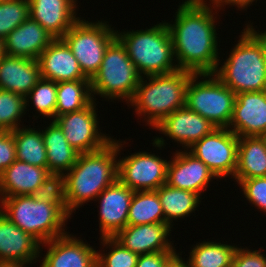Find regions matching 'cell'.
Here are the masks:
<instances>
[{
  "instance_id": "obj_18",
  "label": "cell",
  "mask_w": 266,
  "mask_h": 267,
  "mask_svg": "<svg viewBox=\"0 0 266 267\" xmlns=\"http://www.w3.org/2000/svg\"><path fill=\"white\" fill-rule=\"evenodd\" d=\"M48 251L40 267H97V251L69 232L42 244Z\"/></svg>"
},
{
  "instance_id": "obj_31",
  "label": "cell",
  "mask_w": 266,
  "mask_h": 267,
  "mask_svg": "<svg viewBox=\"0 0 266 267\" xmlns=\"http://www.w3.org/2000/svg\"><path fill=\"white\" fill-rule=\"evenodd\" d=\"M165 223L162 204L156 190L134 191L127 225Z\"/></svg>"
},
{
  "instance_id": "obj_42",
  "label": "cell",
  "mask_w": 266,
  "mask_h": 267,
  "mask_svg": "<svg viewBox=\"0 0 266 267\" xmlns=\"http://www.w3.org/2000/svg\"><path fill=\"white\" fill-rule=\"evenodd\" d=\"M245 29L258 41L263 49V54L266 59V31L264 33H259L260 31H255L256 29L250 25V23L245 24Z\"/></svg>"
},
{
  "instance_id": "obj_33",
  "label": "cell",
  "mask_w": 266,
  "mask_h": 267,
  "mask_svg": "<svg viewBox=\"0 0 266 267\" xmlns=\"http://www.w3.org/2000/svg\"><path fill=\"white\" fill-rule=\"evenodd\" d=\"M57 82L41 78L31 91L25 96L26 107L29 101L34 108L46 118L55 119V110L57 104ZM30 98V99H29Z\"/></svg>"
},
{
  "instance_id": "obj_39",
  "label": "cell",
  "mask_w": 266,
  "mask_h": 267,
  "mask_svg": "<svg viewBox=\"0 0 266 267\" xmlns=\"http://www.w3.org/2000/svg\"><path fill=\"white\" fill-rule=\"evenodd\" d=\"M16 160L12 131H0V174Z\"/></svg>"
},
{
  "instance_id": "obj_45",
  "label": "cell",
  "mask_w": 266,
  "mask_h": 267,
  "mask_svg": "<svg viewBox=\"0 0 266 267\" xmlns=\"http://www.w3.org/2000/svg\"><path fill=\"white\" fill-rule=\"evenodd\" d=\"M5 55L4 40L0 38V59Z\"/></svg>"
},
{
  "instance_id": "obj_1",
  "label": "cell",
  "mask_w": 266,
  "mask_h": 267,
  "mask_svg": "<svg viewBox=\"0 0 266 267\" xmlns=\"http://www.w3.org/2000/svg\"><path fill=\"white\" fill-rule=\"evenodd\" d=\"M205 2L185 0L175 13L174 23L166 22L178 68L194 74L214 73L220 64L214 16L217 7Z\"/></svg>"
},
{
  "instance_id": "obj_11",
  "label": "cell",
  "mask_w": 266,
  "mask_h": 267,
  "mask_svg": "<svg viewBox=\"0 0 266 267\" xmlns=\"http://www.w3.org/2000/svg\"><path fill=\"white\" fill-rule=\"evenodd\" d=\"M96 100L87 107L58 116L54 121L62 129L67 142L79 153H90L101 150L113 138L99 132L96 113Z\"/></svg>"
},
{
  "instance_id": "obj_21",
  "label": "cell",
  "mask_w": 266,
  "mask_h": 267,
  "mask_svg": "<svg viewBox=\"0 0 266 267\" xmlns=\"http://www.w3.org/2000/svg\"><path fill=\"white\" fill-rule=\"evenodd\" d=\"M41 246L0 211V261L32 264L38 260Z\"/></svg>"
},
{
  "instance_id": "obj_16",
  "label": "cell",
  "mask_w": 266,
  "mask_h": 267,
  "mask_svg": "<svg viewBox=\"0 0 266 267\" xmlns=\"http://www.w3.org/2000/svg\"><path fill=\"white\" fill-rule=\"evenodd\" d=\"M217 179L214 173L201 160L189 151H176L169 160L166 184L174 188L203 193L211 179Z\"/></svg>"
},
{
  "instance_id": "obj_10",
  "label": "cell",
  "mask_w": 266,
  "mask_h": 267,
  "mask_svg": "<svg viewBox=\"0 0 266 267\" xmlns=\"http://www.w3.org/2000/svg\"><path fill=\"white\" fill-rule=\"evenodd\" d=\"M239 137L228 128H215L188 148L217 178L234 177ZM190 149V150H189Z\"/></svg>"
},
{
  "instance_id": "obj_41",
  "label": "cell",
  "mask_w": 266,
  "mask_h": 267,
  "mask_svg": "<svg viewBox=\"0 0 266 267\" xmlns=\"http://www.w3.org/2000/svg\"><path fill=\"white\" fill-rule=\"evenodd\" d=\"M255 0H210L211 3H213L217 9L219 10L222 6L226 5H233L235 7H238L239 9H245L247 10L248 6H250ZM258 1V0H257ZM220 7V8H219Z\"/></svg>"
},
{
  "instance_id": "obj_37",
  "label": "cell",
  "mask_w": 266,
  "mask_h": 267,
  "mask_svg": "<svg viewBox=\"0 0 266 267\" xmlns=\"http://www.w3.org/2000/svg\"><path fill=\"white\" fill-rule=\"evenodd\" d=\"M238 184L249 203L266 213V177L246 179Z\"/></svg>"
},
{
  "instance_id": "obj_26",
  "label": "cell",
  "mask_w": 266,
  "mask_h": 267,
  "mask_svg": "<svg viewBox=\"0 0 266 267\" xmlns=\"http://www.w3.org/2000/svg\"><path fill=\"white\" fill-rule=\"evenodd\" d=\"M266 177V143L262 136L239 137L234 180Z\"/></svg>"
},
{
  "instance_id": "obj_29",
  "label": "cell",
  "mask_w": 266,
  "mask_h": 267,
  "mask_svg": "<svg viewBox=\"0 0 266 267\" xmlns=\"http://www.w3.org/2000/svg\"><path fill=\"white\" fill-rule=\"evenodd\" d=\"M36 128L18 127L13 130L16 159L28 164L47 168V154L42 131Z\"/></svg>"
},
{
  "instance_id": "obj_32",
  "label": "cell",
  "mask_w": 266,
  "mask_h": 267,
  "mask_svg": "<svg viewBox=\"0 0 266 267\" xmlns=\"http://www.w3.org/2000/svg\"><path fill=\"white\" fill-rule=\"evenodd\" d=\"M26 109L24 96L0 89V131H13L21 127L20 119Z\"/></svg>"
},
{
  "instance_id": "obj_3",
  "label": "cell",
  "mask_w": 266,
  "mask_h": 267,
  "mask_svg": "<svg viewBox=\"0 0 266 267\" xmlns=\"http://www.w3.org/2000/svg\"><path fill=\"white\" fill-rule=\"evenodd\" d=\"M194 73L176 70L167 74L141 77L128 106L135 107L138 116H145L148 126L158 125L175 110L185 106L186 87ZM148 80H145V79Z\"/></svg>"
},
{
  "instance_id": "obj_38",
  "label": "cell",
  "mask_w": 266,
  "mask_h": 267,
  "mask_svg": "<svg viewBox=\"0 0 266 267\" xmlns=\"http://www.w3.org/2000/svg\"><path fill=\"white\" fill-rule=\"evenodd\" d=\"M261 250H250L246 248H237L231 267H266V256Z\"/></svg>"
},
{
  "instance_id": "obj_2",
  "label": "cell",
  "mask_w": 266,
  "mask_h": 267,
  "mask_svg": "<svg viewBox=\"0 0 266 267\" xmlns=\"http://www.w3.org/2000/svg\"><path fill=\"white\" fill-rule=\"evenodd\" d=\"M124 144L125 141L113 139L101 150L79 153L76 163L64 175L66 207L71 214L84 203L96 201L106 187L118 180L117 157Z\"/></svg>"
},
{
  "instance_id": "obj_22",
  "label": "cell",
  "mask_w": 266,
  "mask_h": 267,
  "mask_svg": "<svg viewBox=\"0 0 266 267\" xmlns=\"http://www.w3.org/2000/svg\"><path fill=\"white\" fill-rule=\"evenodd\" d=\"M55 38L30 17L4 39L5 55L38 60Z\"/></svg>"
},
{
  "instance_id": "obj_12",
  "label": "cell",
  "mask_w": 266,
  "mask_h": 267,
  "mask_svg": "<svg viewBox=\"0 0 266 267\" xmlns=\"http://www.w3.org/2000/svg\"><path fill=\"white\" fill-rule=\"evenodd\" d=\"M169 161L141 151L118 160V180L133 191L157 190L166 184Z\"/></svg>"
},
{
  "instance_id": "obj_8",
  "label": "cell",
  "mask_w": 266,
  "mask_h": 267,
  "mask_svg": "<svg viewBox=\"0 0 266 267\" xmlns=\"http://www.w3.org/2000/svg\"><path fill=\"white\" fill-rule=\"evenodd\" d=\"M235 99L236 94L213 73L193 74L186 87L185 105L217 128L229 127Z\"/></svg>"
},
{
  "instance_id": "obj_7",
  "label": "cell",
  "mask_w": 266,
  "mask_h": 267,
  "mask_svg": "<svg viewBox=\"0 0 266 267\" xmlns=\"http://www.w3.org/2000/svg\"><path fill=\"white\" fill-rule=\"evenodd\" d=\"M140 79L126 48L116 37L106 49L98 72L90 80L92 97L94 99L96 94L111 102L122 98L129 104Z\"/></svg>"
},
{
  "instance_id": "obj_44",
  "label": "cell",
  "mask_w": 266,
  "mask_h": 267,
  "mask_svg": "<svg viewBox=\"0 0 266 267\" xmlns=\"http://www.w3.org/2000/svg\"><path fill=\"white\" fill-rule=\"evenodd\" d=\"M27 265L25 263L0 261V267H26Z\"/></svg>"
},
{
  "instance_id": "obj_14",
  "label": "cell",
  "mask_w": 266,
  "mask_h": 267,
  "mask_svg": "<svg viewBox=\"0 0 266 267\" xmlns=\"http://www.w3.org/2000/svg\"><path fill=\"white\" fill-rule=\"evenodd\" d=\"M228 129L238 137L263 136L266 133V90L236 94Z\"/></svg>"
},
{
  "instance_id": "obj_23",
  "label": "cell",
  "mask_w": 266,
  "mask_h": 267,
  "mask_svg": "<svg viewBox=\"0 0 266 267\" xmlns=\"http://www.w3.org/2000/svg\"><path fill=\"white\" fill-rule=\"evenodd\" d=\"M40 79L38 60L8 55L0 59V89L25 97Z\"/></svg>"
},
{
  "instance_id": "obj_34",
  "label": "cell",
  "mask_w": 266,
  "mask_h": 267,
  "mask_svg": "<svg viewBox=\"0 0 266 267\" xmlns=\"http://www.w3.org/2000/svg\"><path fill=\"white\" fill-rule=\"evenodd\" d=\"M100 239L103 247H110V251L106 254L97 252V267H136L138 254L126 249L114 237Z\"/></svg>"
},
{
  "instance_id": "obj_15",
  "label": "cell",
  "mask_w": 266,
  "mask_h": 267,
  "mask_svg": "<svg viewBox=\"0 0 266 267\" xmlns=\"http://www.w3.org/2000/svg\"><path fill=\"white\" fill-rule=\"evenodd\" d=\"M215 128L209 120L200 114L191 111L186 105L175 110L158 125L156 129L161 134L180 143L182 148L187 149L204 136L210 134Z\"/></svg>"
},
{
  "instance_id": "obj_9",
  "label": "cell",
  "mask_w": 266,
  "mask_h": 267,
  "mask_svg": "<svg viewBox=\"0 0 266 267\" xmlns=\"http://www.w3.org/2000/svg\"><path fill=\"white\" fill-rule=\"evenodd\" d=\"M115 38L116 30L107 22L98 20L94 23L81 18L62 37L83 75L90 80L98 72L105 51Z\"/></svg>"
},
{
  "instance_id": "obj_17",
  "label": "cell",
  "mask_w": 266,
  "mask_h": 267,
  "mask_svg": "<svg viewBox=\"0 0 266 267\" xmlns=\"http://www.w3.org/2000/svg\"><path fill=\"white\" fill-rule=\"evenodd\" d=\"M171 228L172 226L167 223L127 225L114 238L126 249L138 255L176 252L172 241L168 239Z\"/></svg>"
},
{
  "instance_id": "obj_6",
  "label": "cell",
  "mask_w": 266,
  "mask_h": 267,
  "mask_svg": "<svg viewBox=\"0 0 266 267\" xmlns=\"http://www.w3.org/2000/svg\"><path fill=\"white\" fill-rule=\"evenodd\" d=\"M237 44L214 75L235 94L266 90V59L258 41L244 28Z\"/></svg>"
},
{
  "instance_id": "obj_5",
  "label": "cell",
  "mask_w": 266,
  "mask_h": 267,
  "mask_svg": "<svg viewBox=\"0 0 266 267\" xmlns=\"http://www.w3.org/2000/svg\"><path fill=\"white\" fill-rule=\"evenodd\" d=\"M116 37L141 77L167 74L178 70L170 30L166 22L145 30L118 32Z\"/></svg>"
},
{
  "instance_id": "obj_25",
  "label": "cell",
  "mask_w": 266,
  "mask_h": 267,
  "mask_svg": "<svg viewBox=\"0 0 266 267\" xmlns=\"http://www.w3.org/2000/svg\"><path fill=\"white\" fill-rule=\"evenodd\" d=\"M42 137L46 147L47 168L50 174H63L69 172L76 163L79 152L68 142L59 125L52 120Z\"/></svg>"
},
{
  "instance_id": "obj_19",
  "label": "cell",
  "mask_w": 266,
  "mask_h": 267,
  "mask_svg": "<svg viewBox=\"0 0 266 267\" xmlns=\"http://www.w3.org/2000/svg\"><path fill=\"white\" fill-rule=\"evenodd\" d=\"M29 17L38 22L55 39L80 19L76 16L77 0H28Z\"/></svg>"
},
{
  "instance_id": "obj_13",
  "label": "cell",
  "mask_w": 266,
  "mask_h": 267,
  "mask_svg": "<svg viewBox=\"0 0 266 267\" xmlns=\"http://www.w3.org/2000/svg\"><path fill=\"white\" fill-rule=\"evenodd\" d=\"M134 191L119 180L106 187L96 198L100 203V238L114 237L127 226L128 211Z\"/></svg>"
},
{
  "instance_id": "obj_43",
  "label": "cell",
  "mask_w": 266,
  "mask_h": 267,
  "mask_svg": "<svg viewBox=\"0 0 266 267\" xmlns=\"http://www.w3.org/2000/svg\"><path fill=\"white\" fill-rule=\"evenodd\" d=\"M179 254L167 267H188L186 261Z\"/></svg>"
},
{
  "instance_id": "obj_46",
  "label": "cell",
  "mask_w": 266,
  "mask_h": 267,
  "mask_svg": "<svg viewBox=\"0 0 266 267\" xmlns=\"http://www.w3.org/2000/svg\"><path fill=\"white\" fill-rule=\"evenodd\" d=\"M262 138L264 139V141L266 143V133L262 136Z\"/></svg>"
},
{
  "instance_id": "obj_30",
  "label": "cell",
  "mask_w": 266,
  "mask_h": 267,
  "mask_svg": "<svg viewBox=\"0 0 266 267\" xmlns=\"http://www.w3.org/2000/svg\"><path fill=\"white\" fill-rule=\"evenodd\" d=\"M55 118L81 110L93 100L90 80L64 81L57 83Z\"/></svg>"
},
{
  "instance_id": "obj_35",
  "label": "cell",
  "mask_w": 266,
  "mask_h": 267,
  "mask_svg": "<svg viewBox=\"0 0 266 267\" xmlns=\"http://www.w3.org/2000/svg\"><path fill=\"white\" fill-rule=\"evenodd\" d=\"M28 18V0H0V38L4 40Z\"/></svg>"
},
{
  "instance_id": "obj_20",
  "label": "cell",
  "mask_w": 266,
  "mask_h": 267,
  "mask_svg": "<svg viewBox=\"0 0 266 267\" xmlns=\"http://www.w3.org/2000/svg\"><path fill=\"white\" fill-rule=\"evenodd\" d=\"M41 78L54 82L90 80L86 78L77 59L62 38L54 39L38 58Z\"/></svg>"
},
{
  "instance_id": "obj_36",
  "label": "cell",
  "mask_w": 266,
  "mask_h": 267,
  "mask_svg": "<svg viewBox=\"0 0 266 267\" xmlns=\"http://www.w3.org/2000/svg\"><path fill=\"white\" fill-rule=\"evenodd\" d=\"M36 200L49 204H66L65 176L63 174H49L33 194Z\"/></svg>"
},
{
  "instance_id": "obj_27",
  "label": "cell",
  "mask_w": 266,
  "mask_h": 267,
  "mask_svg": "<svg viewBox=\"0 0 266 267\" xmlns=\"http://www.w3.org/2000/svg\"><path fill=\"white\" fill-rule=\"evenodd\" d=\"M156 191L162 204L165 223L172 227L173 220L190 216L189 214L194 212L201 203L199 194L167 184L160 186Z\"/></svg>"
},
{
  "instance_id": "obj_28",
  "label": "cell",
  "mask_w": 266,
  "mask_h": 267,
  "mask_svg": "<svg viewBox=\"0 0 266 267\" xmlns=\"http://www.w3.org/2000/svg\"><path fill=\"white\" fill-rule=\"evenodd\" d=\"M237 246L203 241L189 252L188 267H231Z\"/></svg>"
},
{
  "instance_id": "obj_24",
  "label": "cell",
  "mask_w": 266,
  "mask_h": 267,
  "mask_svg": "<svg viewBox=\"0 0 266 267\" xmlns=\"http://www.w3.org/2000/svg\"><path fill=\"white\" fill-rule=\"evenodd\" d=\"M49 174L48 168L37 167L16 159L0 174V199L33 195Z\"/></svg>"
},
{
  "instance_id": "obj_40",
  "label": "cell",
  "mask_w": 266,
  "mask_h": 267,
  "mask_svg": "<svg viewBox=\"0 0 266 267\" xmlns=\"http://www.w3.org/2000/svg\"><path fill=\"white\" fill-rule=\"evenodd\" d=\"M179 253L156 252L139 255L136 267H167Z\"/></svg>"
},
{
  "instance_id": "obj_4",
  "label": "cell",
  "mask_w": 266,
  "mask_h": 267,
  "mask_svg": "<svg viewBox=\"0 0 266 267\" xmlns=\"http://www.w3.org/2000/svg\"><path fill=\"white\" fill-rule=\"evenodd\" d=\"M0 207L10 221L40 244L67 234L64 226L72 215L66 204H49L33 195L2 198Z\"/></svg>"
}]
</instances>
